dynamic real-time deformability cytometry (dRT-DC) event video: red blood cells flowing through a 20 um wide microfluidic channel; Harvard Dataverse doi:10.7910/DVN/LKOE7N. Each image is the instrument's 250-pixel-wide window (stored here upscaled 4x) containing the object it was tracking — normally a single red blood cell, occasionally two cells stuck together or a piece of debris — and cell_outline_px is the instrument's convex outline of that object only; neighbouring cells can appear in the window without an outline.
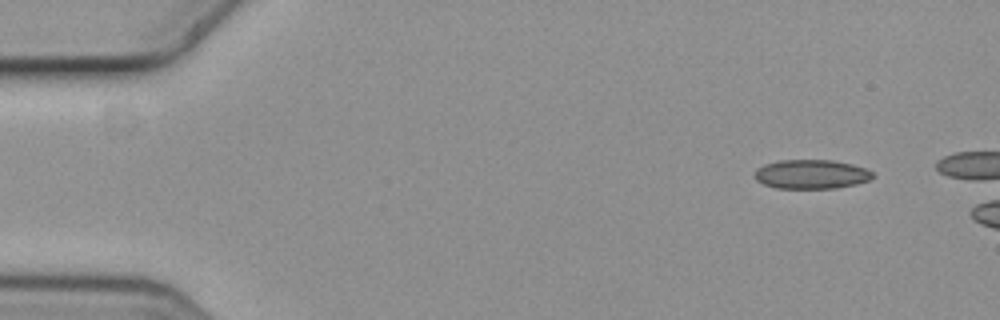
{"species": "common noctule bat (a hibernating species)", "species_latin": "Nyctalus noctula", "temperature_condition": "cold", "stored_images_in_passage": 6, "segment_of_instrument_passage": [2, 2], "camera_frame_rate_fps": 3000, "um_per_image_px": 0.085, "animal": {"sex": "female", "body_mass_g": 19.3, "forearm_length_mm": 54.1}, "frame": {"image": 1, "passage_image": 6, "time_ms": 1.667, "image_size_px": [1000, 320], "cell_outline_px": [[872, 176], [868, 180], [856, 184], [836, 188], [776, 188], [764, 184], [756, 180], [756, 168], [764, 164], [780, 160], [832, 160], [852, 164], [864, 168], [872, 172]], "centroid_in_image_um": [68.94, 14.8], "position_along_channel_um": 16.1, "area_um2": 19.88}}